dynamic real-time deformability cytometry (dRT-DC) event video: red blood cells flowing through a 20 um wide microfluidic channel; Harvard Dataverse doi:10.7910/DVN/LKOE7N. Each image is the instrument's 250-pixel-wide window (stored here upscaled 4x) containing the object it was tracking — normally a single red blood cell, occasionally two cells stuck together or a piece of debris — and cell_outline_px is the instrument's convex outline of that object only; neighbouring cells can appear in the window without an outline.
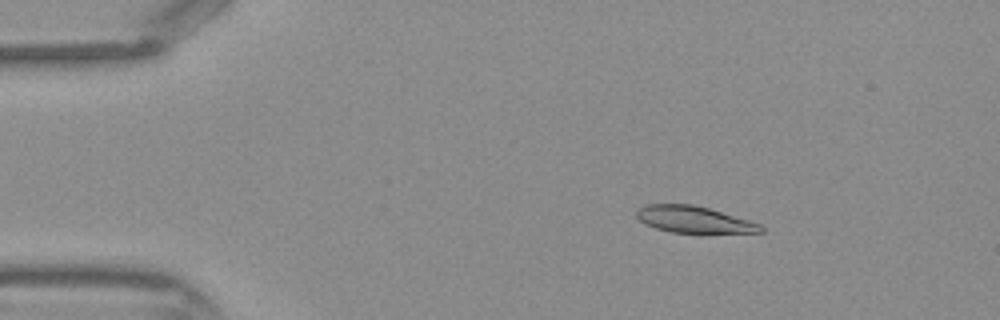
{"species": "Egyptian fruit bat (a non-hibernating species)", "species_latin": "Rousettus aegyptiacus", "temperature_condition": "warm", "stored_images_in_passage": 38, "camera_frame_rate_fps": 3000, "um_per_image_px": 0.085, "frame": {"image": 1, "passage_image": 4, "time_ms": 1.0, "image_size_px": [1000, 320], "cell_outline_px": [[764, 232], [708, 236], [700, 236], [672, 232], [656, 228], [644, 224], [636, 216], [636, 212], [644, 204], [692, 204], [708, 208], [748, 220], [760, 224], [764, 228]], "centroid_in_image_um": [59.05, 18.73], "position_along_channel_um": 25.9, "area_um2": 20.35}}
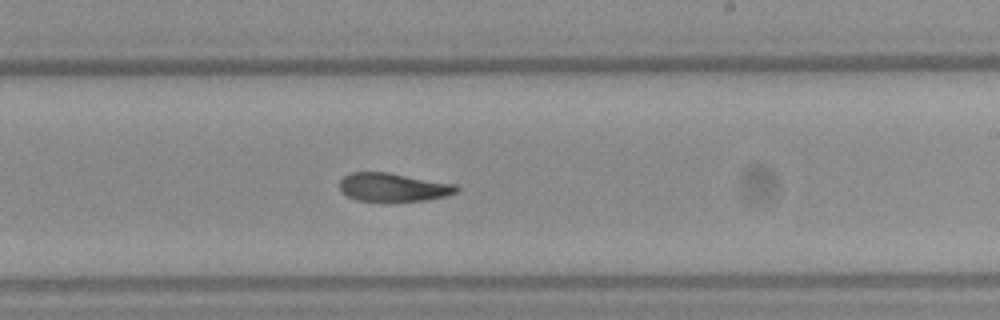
{"frame": {"image": 2, "passage_image": 23, "time_ms": 7.333, "image_size_px": [1000, 320], "cell_outline_px": [[460, 188], [456, 192], [444, 196], [424, 200], [356, 200], [340, 192], [340, 180], [344, 176], [352, 172], [388, 172], [456, 184]], "centroid_in_image_um": [33.4, 15.89], "position_along_channel_um": 255.6, "area_um2": 19.07}}
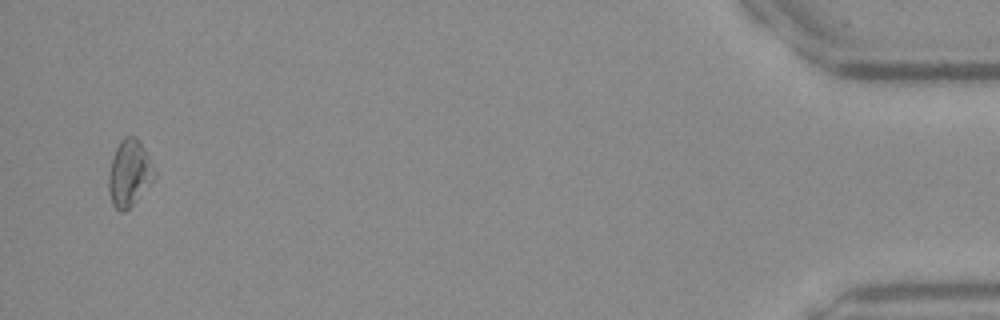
{"frame": {"image": 3, "passage_image": 37, "time_ms": 12.0, "image_size_px": [1000, 320], "cell_outline_px": [[156, 176], [136, 200], [124, 212], [120, 212], [112, 204], [108, 192], [108, 172], [116, 148], [120, 140], [124, 136], [136, 136], [140, 140], [156, 172]], "centroid_in_image_um": [10.97, 14.7], "position_along_channel_um": 424.2, "area_um2": 17.69}}